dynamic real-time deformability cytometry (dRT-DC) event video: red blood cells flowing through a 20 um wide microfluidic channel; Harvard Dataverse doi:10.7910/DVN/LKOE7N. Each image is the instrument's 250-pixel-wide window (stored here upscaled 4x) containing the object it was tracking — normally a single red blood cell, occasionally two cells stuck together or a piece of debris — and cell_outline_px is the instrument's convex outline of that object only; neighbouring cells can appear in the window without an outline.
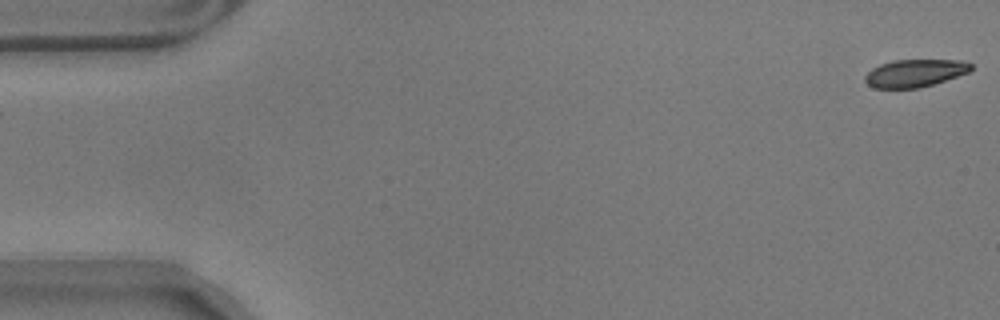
{"species": "common noctule bat (a hibernating species)", "species_latin": "Nyctalus noctula", "temperature_condition": "warm", "stored_images_in_passage": 58, "camera_frame_rate_fps": 3000, "um_per_image_px": 0.085, "animal": {"sex": "male", "body_mass_g": 17.9}, "frame": {"image": 1, "passage_image": 1, "time_ms": 0.0, "image_size_px": [1000, 320], "cell_outline_px": [[972, 68], [968, 72], [920, 88], [872, 88], [864, 80], [864, 76], [872, 68], [880, 64], [892, 60], [964, 60], [972, 64]], "centroid_in_image_um": [77.73, 6.21], "position_along_channel_um": 7.3, "area_um2": 16.99}}
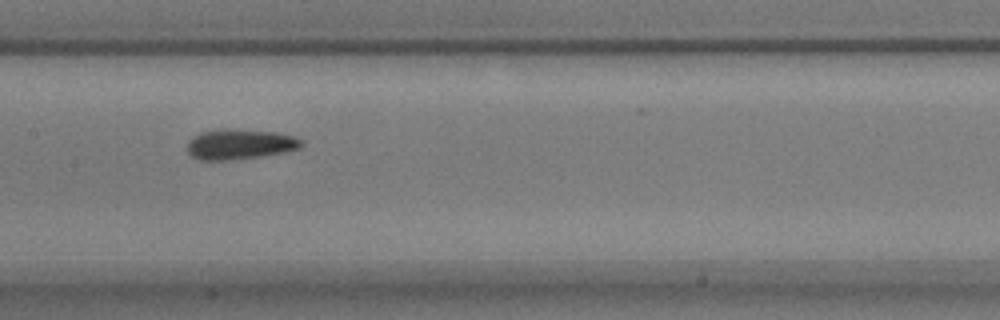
{"frame": {"image": 2, "passage_image": 28, "time_ms": 9.0, "image_size_px": [1000, 320], "cell_outline_px": [[304, 144], [300, 148], [284, 152], [264, 156], [232, 160], [200, 160], [192, 156], [188, 152], [188, 140], [200, 132], [224, 128], [228, 128], [276, 132], [296, 136], [304, 140]], "centroid_in_image_um": [20.43, 12.25], "position_along_channel_um": 187.0, "area_um2": 20.46}}
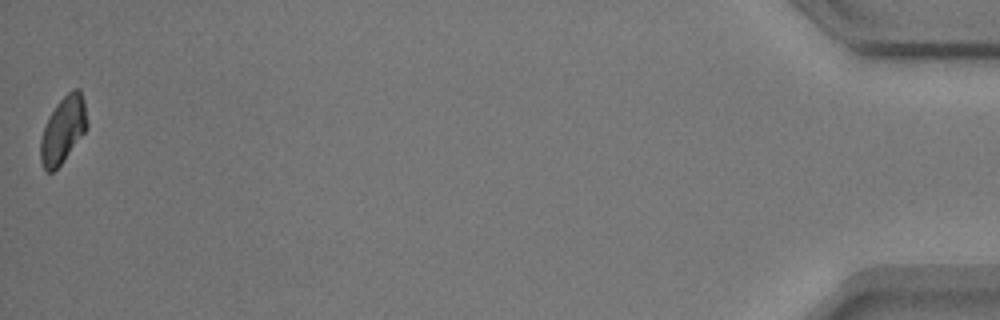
{"frame": {"image": 3, "passage_image": 57, "time_ms": 18.667, "image_size_px": [1000, 320], "cell_outline_px": [[88, 124], [84, 132], [64, 160], [52, 172], [48, 172], [44, 168], [40, 160], [40, 140], [48, 116], [56, 104], [72, 88], [80, 88], [84, 100]], "centroid_in_image_um": [5.36, 11.0], "position_along_channel_um": 429.8, "area_um2": 17.92}}